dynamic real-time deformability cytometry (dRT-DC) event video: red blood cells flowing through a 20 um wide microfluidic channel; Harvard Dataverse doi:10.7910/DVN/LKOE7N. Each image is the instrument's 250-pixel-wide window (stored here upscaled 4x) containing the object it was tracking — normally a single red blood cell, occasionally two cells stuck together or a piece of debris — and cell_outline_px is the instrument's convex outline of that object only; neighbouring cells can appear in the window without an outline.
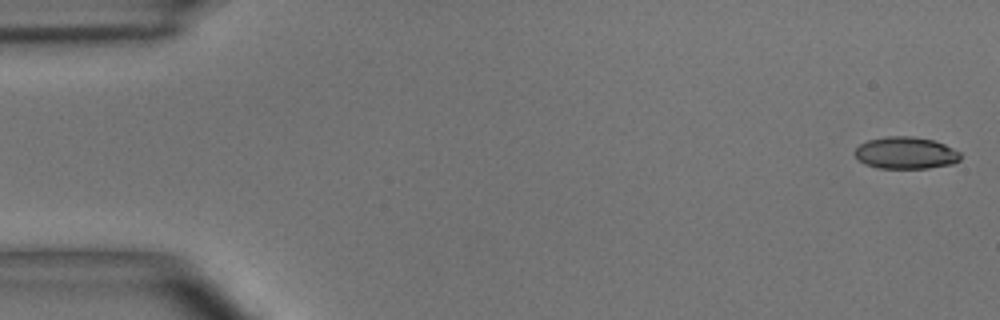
{"species": "common noctule bat (a hibernating species)", "species_latin": "Nyctalus noctula", "temperature_condition": "room temperature", "stored_images_in_passage": 4, "camera_frame_rate_fps": 3000, "um_per_image_px": 0.085, "animal": {"sex": "male", "body_mass_g": 15.6}, "frame": {"image": 1, "passage_image": 1, "time_ms": 0.0, "image_size_px": [1000, 320], "cell_outline_px": [[960, 160], [952, 164], [928, 168], [876, 168], [864, 164], [852, 152], [860, 144], [868, 140], [888, 136], [912, 136], [936, 140], [960, 152]], "centroid_in_image_um": [76.98, 13.0], "position_along_channel_um": 8.0, "area_um2": 19.83}}
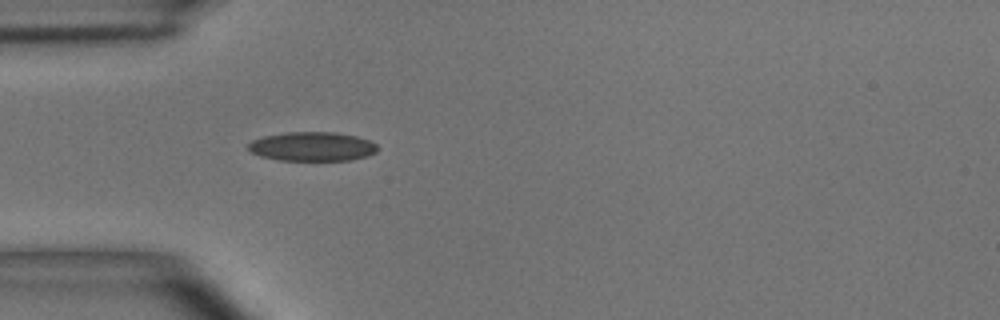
{"frame": {"image": 2, "passage_image": 4, "time_ms": 4.667, "image_size_px": [1000, 320], "cell_outline_px": [[376, 152], [368, 156], [352, 160], [280, 160], [260, 156], [252, 152], [248, 148], [248, 144], [252, 140], [264, 136], [288, 132], [336, 132], [356, 136], [368, 140], [376, 144]], "centroid_in_image_um": [26.54, 12.45], "position_along_channel_um": 58.5, "area_um2": 21.85}}